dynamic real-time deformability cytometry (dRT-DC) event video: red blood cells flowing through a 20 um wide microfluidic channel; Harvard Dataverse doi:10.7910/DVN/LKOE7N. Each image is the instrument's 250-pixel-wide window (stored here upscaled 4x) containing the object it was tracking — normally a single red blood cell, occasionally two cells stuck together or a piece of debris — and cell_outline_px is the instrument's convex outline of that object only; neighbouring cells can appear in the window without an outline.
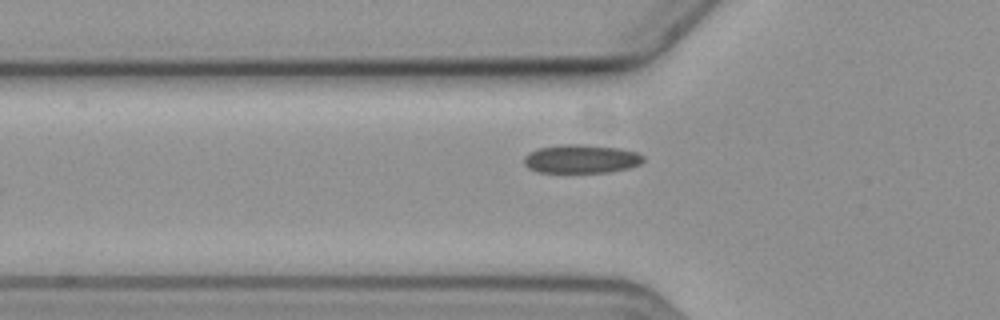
{"species": "common noctule bat (a hibernating species)", "species_latin": "Nyctalus noctula", "temperature_condition": "cold", "stored_images_in_passage": 7, "camera_frame_rate_fps": 3000, "um_per_image_px": 0.085, "animal": {"sex": "female", "body_mass_g": 19.3, "forearm_length_mm": 54.1}, "frame": {"image": 1, "passage_image": 7, "time_ms": 8.0, "image_size_px": [1000, 320], "cell_outline_px": [[644, 160], [640, 164], [628, 168], [608, 172], [540, 172], [528, 168], [524, 164], [524, 156], [528, 152], [540, 148], [560, 144], [584, 144], [620, 148], [636, 152], [644, 156]], "centroid_in_image_um": [49.4, 13.49], "position_along_channel_um": 76.4, "area_um2": 19.94}}